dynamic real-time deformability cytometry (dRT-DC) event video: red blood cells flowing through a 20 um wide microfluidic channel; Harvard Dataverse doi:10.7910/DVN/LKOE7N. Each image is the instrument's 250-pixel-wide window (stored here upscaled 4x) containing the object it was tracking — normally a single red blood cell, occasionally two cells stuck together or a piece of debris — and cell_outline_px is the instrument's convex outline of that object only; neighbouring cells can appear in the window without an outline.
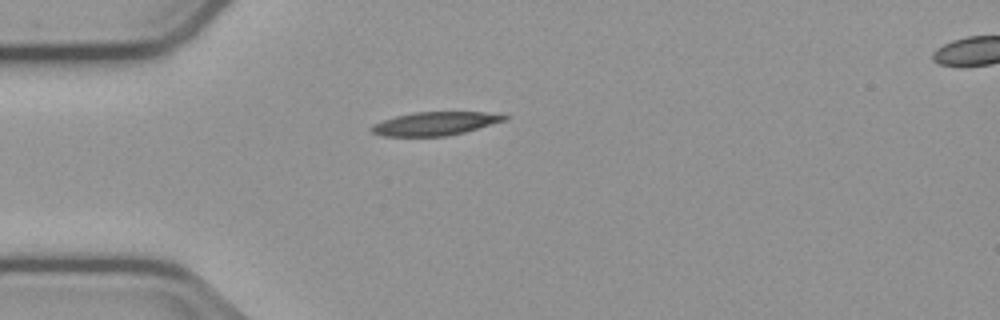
{"species": "common noctule bat (a hibernating species)", "species_latin": "Nyctalus noctula", "temperature_condition": "cold", "stored_images_in_passage": 41, "camera_frame_rate_fps": 3000, "um_per_image_px": 0.085, "animal": {"sex": "male", "body_mass_g": 23.1, "forearm_length_mm": 52.7}, "frame": {"image": 1, "passage_image": 1, "time_ms": 0.0, "image_size_px": [1000, 320], "cell_outline_px": [[508, 116], [504, 120], [464, 132], [444, 136], [384, 136], [372, 132], [368, 128], [372, 124], [396, 116], [412, 112], [484, 112]], "centroid_in_image_um": [36.89, 10.5], "position_along_channel_um": 48.1, "area_um2": 17.86}}
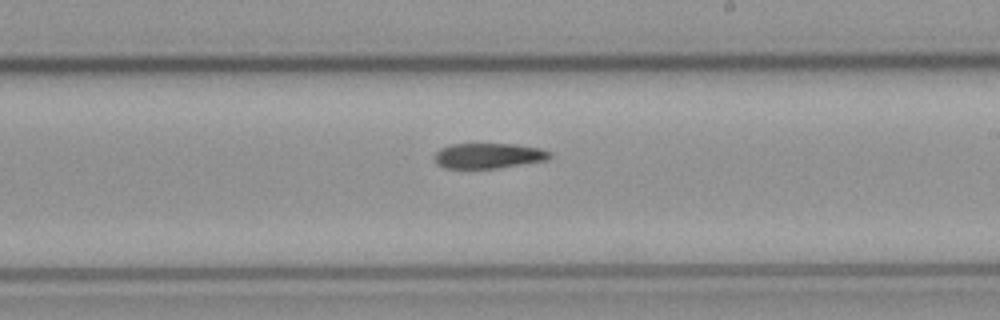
{"frame": {"image": 2, "passage_image": 18, "time_ms": 5.667, "image_size_px": [1000, 320], "cell_outline_px": [[552, 156], [544, 160], [496, 168], [444, 168], [436, 164], [432, 156], [440, 148], [452, 144], [516, 144], [540, 148], [552, 152]], "centroid_in_image_um": [41.47, 13.23], "position_along_channel_um": 247.5, "area_um2": 16.99}}
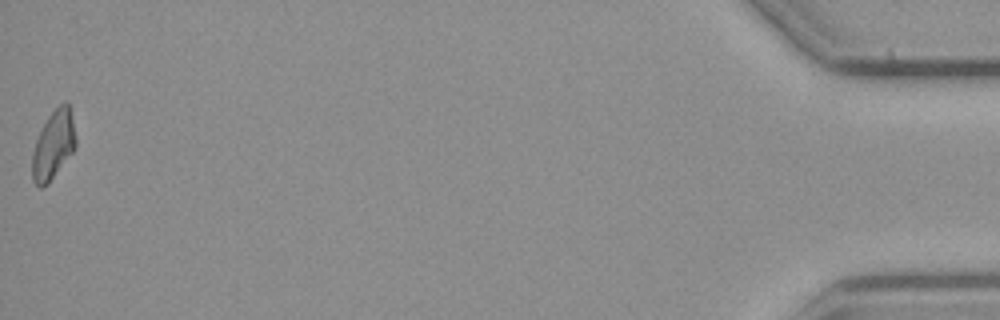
{"frame": {"image": 3, "passage_image": 41, "time_ms": 13.333, "image_size_px": [1000, 320], "cell_outline_px": [[76, 148], [48, 184], [40, 188], [32, 180], [32, 152], [36, 140], [48, 116], [64, 100], [68, 100], [76, 136]], "centroid_in_image_um": [4.55, 12.32], "position_along_channel_um": 430.7, "area_um2": 17.46}}